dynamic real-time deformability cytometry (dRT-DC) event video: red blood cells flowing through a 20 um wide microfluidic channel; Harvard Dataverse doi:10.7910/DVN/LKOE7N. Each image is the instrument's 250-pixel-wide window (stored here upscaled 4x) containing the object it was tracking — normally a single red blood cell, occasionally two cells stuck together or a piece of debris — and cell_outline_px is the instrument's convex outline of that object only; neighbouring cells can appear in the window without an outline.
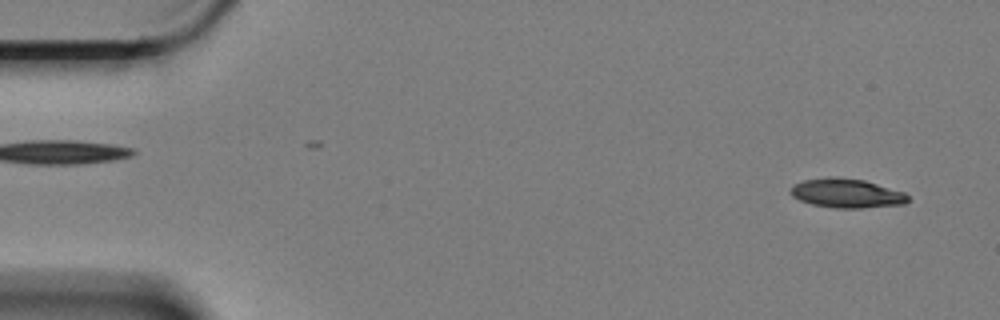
{"species": "Egyptian fruit bat (a non-hibernating species)", "species_latin": "Rousettus aegyptiacus", "temperature_condition": "cold", "stored_images_in_passage": 5, "camera_frame_rate_fps": 3000, "um_per_image_px": 0.085, "animal": {"sex": "female"}, "frame": {"image": 1, "passage_image": 1, "time_ms": 0.0, "image_size_px": [1000, 320], "cell_outline_px": [[908, 200], [904, 204], [860, 208], [836, 208], [812, 204], [800, 200], [792, 196], [788, 192], [792, 184], [804, 180], [828, 176], [836, 176], [864, 180], [904, 192], [908, 196]], "centroid_in_image_um": [71.91, 16.41], "position_along_channel_um": 13.1, "area_um2": 20.06}}